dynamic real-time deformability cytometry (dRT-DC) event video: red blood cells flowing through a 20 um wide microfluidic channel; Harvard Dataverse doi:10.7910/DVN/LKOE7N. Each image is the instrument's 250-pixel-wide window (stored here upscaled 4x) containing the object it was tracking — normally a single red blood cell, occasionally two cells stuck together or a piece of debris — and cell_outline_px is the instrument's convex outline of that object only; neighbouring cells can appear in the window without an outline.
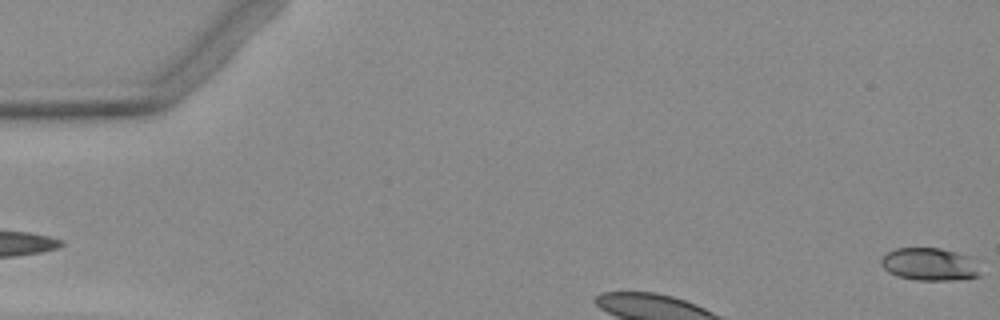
{"species": "Egyptian fruit bat (a non-hibernating species)", "species_latin": "Rousettus aegyptiacus", "temperature_condition": "warm", "stored_images_in_passage": 3, "camera_frame_rate_fps": 3000, "um_per_image_px": 0.085, "animal": {"sex": "female"}, "frame": {"image": 1, "passage_image": 1, "time_ms": 0.0, "image_size_px": [1000, 320], "cell_outline_px": [[984, 260], [980, 276], [952, 280], [916, 280], [896, 276], [888, 272], [880, 264], [880, 260], [888, 252], [896, 248], [940, 248], [972, 256]], "centroid_in_image_um": [79.15, 22.46], "position_along_channel_um": 5.9, "area_um2": 19.59}}